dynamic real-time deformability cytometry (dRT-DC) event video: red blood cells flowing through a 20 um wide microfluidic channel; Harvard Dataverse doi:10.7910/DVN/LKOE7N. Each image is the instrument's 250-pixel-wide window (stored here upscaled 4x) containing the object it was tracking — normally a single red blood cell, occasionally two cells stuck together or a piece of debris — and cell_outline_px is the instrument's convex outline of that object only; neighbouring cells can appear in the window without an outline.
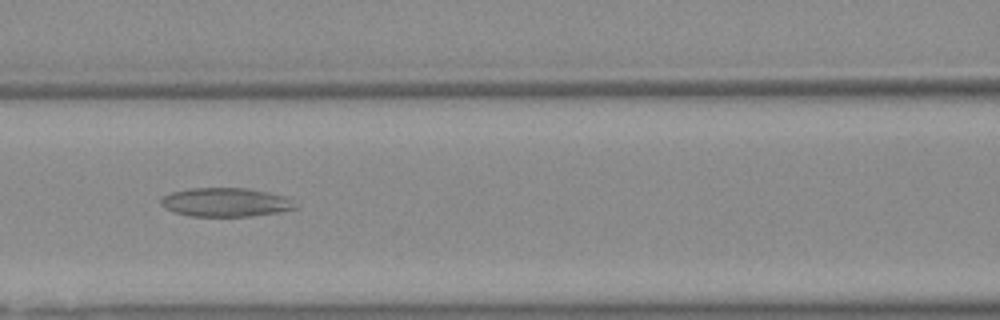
{"species": "Egyptian fruit bat (a non-hibernating species)", "species_latin": "Rousettus aegyptiacus", "temperature_condition": "warm", "stored_images_in_passage": 51, "camera_frame_rate_fps": 3000, "um_per_image_px": 0.085, "animal": {"sex": "female"}, "frame": {"image": 1, "passage_image": 22, "time_ms": 7.0, "image_size_px": [1000, 320], "cell_outline_px": [[296, 208], [280, 212], [252, 216], [192, 216], [176, 212], [168, 208], [160, 200], [164, 196], [172, 192], [188, 188], [248, 188], [268, 192], [284, 196], [292, 200]], "centroid_in_image_um": [19.22, 17.18], "position_along_channel_um": 147.4, "area_um2": 22.25}}
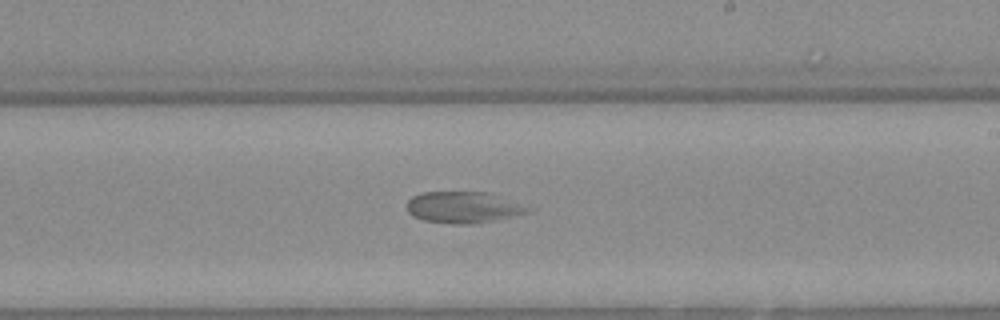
{"frame": {"image": 2, "passage_image": 30, "time_ms": 9.667, "image_size_px": [1000, 320], "cell_outline_px": [[532, 212], [492, 220], [468, 224], [456, 224], [424, 220], [412, 216], [408, 212], [408, 200], [412, 196], [420, 192], [488, 192], [532, 208]], "centroid_in_image_um": [39.36, 17.61], "position_along_channel_um": 249.6, "area_um2": 21.91}}
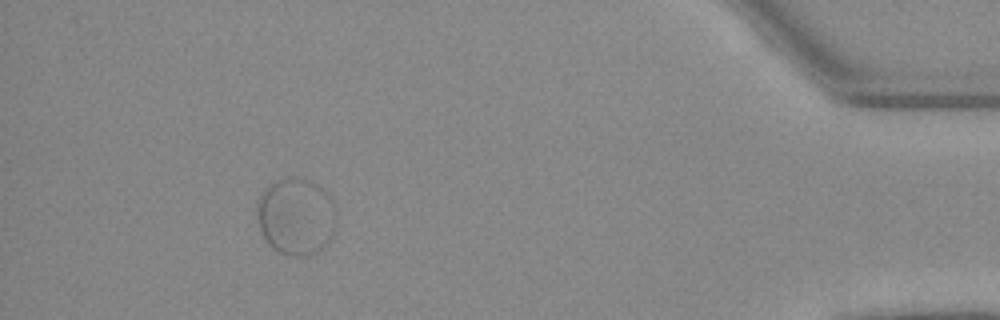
{"frame": {"image": 3, "passage_image": 47, "time_ms": 15.333, "image_size_px": [1000, 320], "cell_outline_px": [[332, 236], [316, 252], [300, 256], [292, 256], [280, 252], [272, 248], [268, 244], [260, 228], [260, 196], [268, 184], [272, 180], [288, 176], [292, 176], [312, 180], [324, 192], [332, 228]], "centroid_in_image_um": [25.05, 18.38], "position_along_channel_um": 410.1, "area_um2": 33.7}}